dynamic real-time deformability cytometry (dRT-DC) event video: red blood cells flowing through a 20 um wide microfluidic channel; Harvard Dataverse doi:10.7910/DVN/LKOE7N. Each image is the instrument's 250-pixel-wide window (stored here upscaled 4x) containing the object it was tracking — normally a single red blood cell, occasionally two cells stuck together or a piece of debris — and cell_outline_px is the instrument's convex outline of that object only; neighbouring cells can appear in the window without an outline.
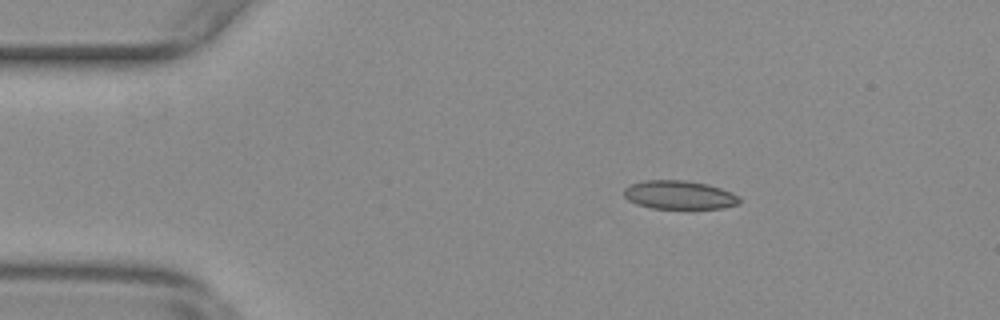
{"species": "common noctule bat (a hibernating species)", "species_latin": "Nyctalus noctula", "temperature_condition": "warm", "stored_images_in_passage": 29, "camera_frame_rate_fps": 3000, "um_per_image_px": 0.085, "animal": {"sex": "female", "body_mass_g": 29.2, "forearm_length_mm": 56.3}, "frame": {"image": 1, "passage_image": 5, "time_ms": 1.333, "image_size_px": [1000, 320], "cell_outline_px": [[740, 204], [724, 208], [692, 212], [652, 208], [636, 204], [628, 200], [624, 196], [624, 188], [632, 184], [644, 180], [684, 180], [708, 184], [732, 192], [740, 196]], "centroid_in_image_um": [57.8, 16.63], "position_along_channel_um": 27.2, "area_um2": 20.35}}
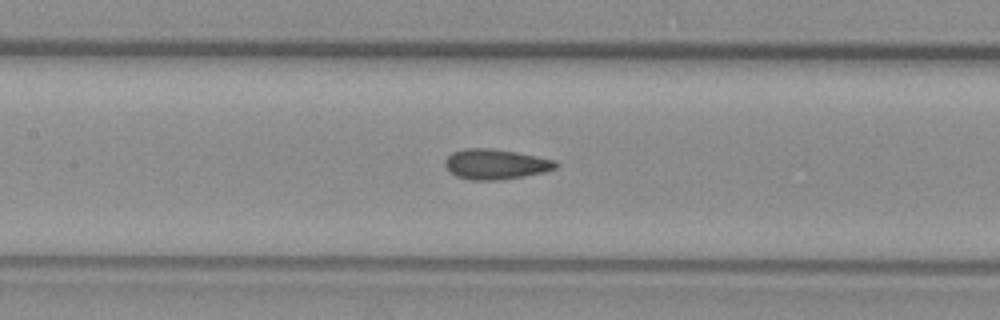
{"frame": {"image": 2, "passage_image": 21, "time_ms": 6.667, "image_size_px": [1000, 320], "cell_outline_px": [[560, 164], [556, 168], [544, 172], [524, 176], [500, 180], [468, 180], [456, 176], [444, 164], [444, 160], [452, 152], [468, 148], [488, 148], [516, 152], [556, 160]], "centroid_in_image_um": [42.15, 13.96], "position_along_channel_um": 165.3, "area_um2": 19.48}}
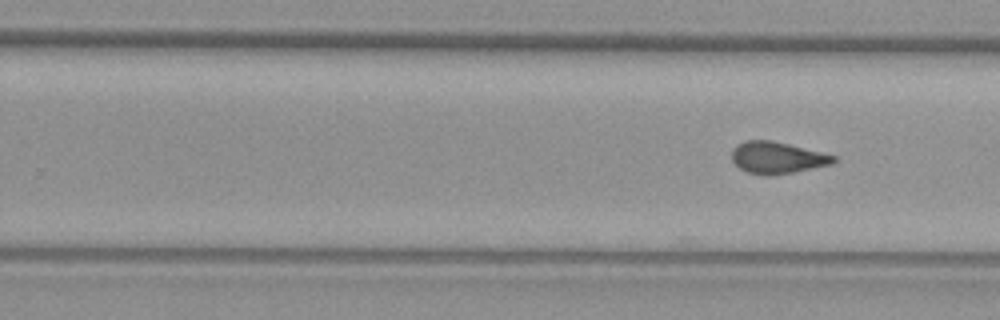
{"frame": {"image": 3, "passage_image": 29, "time_ms": 9.333, "image_size_px": [1000, 320], "cell_outline_px": [[836, 160], [832, 164], [792, 172], [768, 176], [764, 176], [748, 172], [740, 168], [732, 160], [732, 148], [736, 144], [744, 140], [772, 140], [836, 156]], "centroid_in_image_um": [66.02, 13.4], "position_along_channel_um": 263.8, "area_um2": 18.73}}